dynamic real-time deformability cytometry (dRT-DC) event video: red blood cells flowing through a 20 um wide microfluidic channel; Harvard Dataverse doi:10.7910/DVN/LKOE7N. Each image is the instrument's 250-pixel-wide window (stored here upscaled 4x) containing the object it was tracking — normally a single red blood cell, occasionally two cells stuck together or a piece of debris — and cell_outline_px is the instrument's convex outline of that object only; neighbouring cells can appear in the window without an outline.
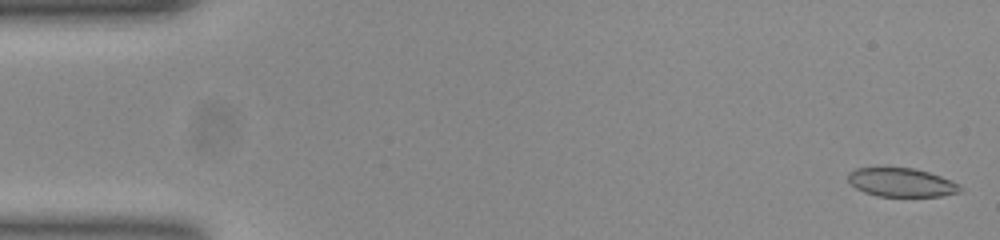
{"species": "common noctule bat (a hibernating species)", "species_latin": "Nyctalus noctula", "temperature_condition": "room temperature", "stored_images_in_passage": 10, "camera_frame_rate_fps": 3000, "um_per_image_px": 0.085, "animal": {"sex": "female", "body_mass_g": 23.0, "forearm_length_mm": 53.4}, "frame": {"image": 1, "passage_image": 1, "time_ms": 0.0, "image_size_px": [1000, 240], "cell_outline_px": [[960, 192], [940, 196], [876, 196], [864, 192], [856, 188], [848, 180], [848, 172], [856, 168], [912, 168], [928, 172], [940, 176], [960, 184]], "centroid_in_image_um": [76.6, 15.51], "position_along_channel_um": 8.4, "area_um2": 18.55}}